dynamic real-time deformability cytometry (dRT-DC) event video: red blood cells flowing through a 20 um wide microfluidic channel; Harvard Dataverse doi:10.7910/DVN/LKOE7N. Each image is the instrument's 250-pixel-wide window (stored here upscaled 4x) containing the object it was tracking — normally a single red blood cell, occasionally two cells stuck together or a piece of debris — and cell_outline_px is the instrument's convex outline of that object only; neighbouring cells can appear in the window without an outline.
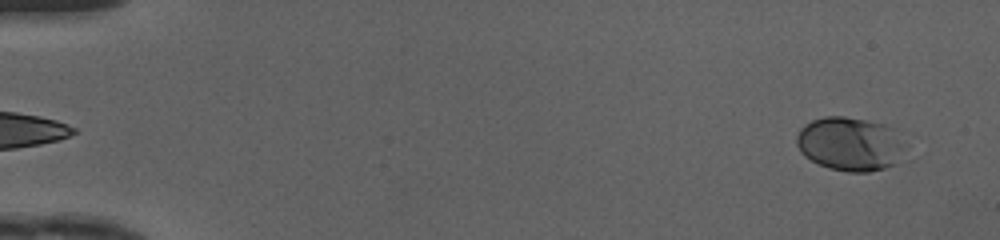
{"species": "human", "species_latin": "Homo sapiens", "temperature_condition": "cold", "stored_images_in_passage": 7, "camera_frame_rate_fps": 3000, "um_per_image_px": 0.085, "donor": {"sex": "female"}, "frame": {"image": 1, "passage_image": 2, "time_ms": 0.333, "image_size_px": [1000, 240], "cell_outline_px": [[908, 160], [884, 168], [868, 172], [848, 172], [828, 168], [804, 156], [800, 152], [796, 144], [796, 136], [800, 128], [804, 124], [812, 120], [824, 116], [844, 116], [884, 124], [892, 128]], "centroid_in_image_um": [72.23, 12.25], "position_along_channel_um": 12.8, "area_um2": 34.22}}